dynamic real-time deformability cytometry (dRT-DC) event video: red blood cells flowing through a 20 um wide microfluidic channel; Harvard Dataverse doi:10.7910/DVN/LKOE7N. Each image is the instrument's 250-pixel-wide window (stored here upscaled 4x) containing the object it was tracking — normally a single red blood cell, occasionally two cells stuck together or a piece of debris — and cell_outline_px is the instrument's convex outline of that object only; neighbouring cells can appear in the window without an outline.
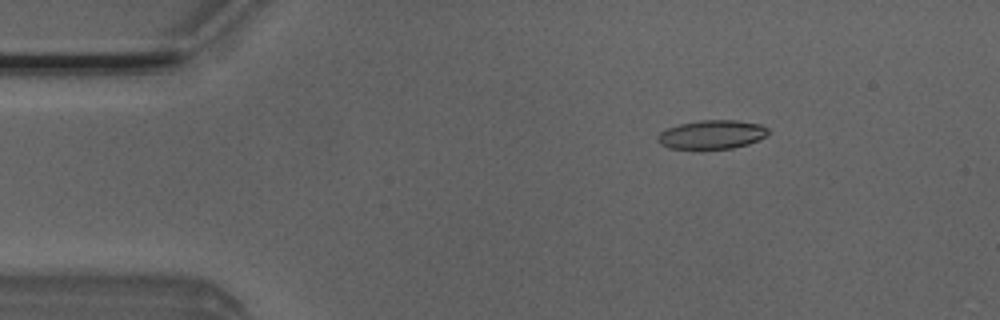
{"species": "Egyptian fruit bat (a non-hibernating species)", "species_latin": "Rousettus aegyptiacus", "temperature_condition": "room temperature", "stored_images_in_passage": 42, "camera_frame_rate_fps": 3000, "um_per_image_px": 0.085, "animal": {"sex": "male"}, "frame": {"image": 1, "passage_image": 1, "time_ms": 0.0, "image_size_px": [1000, 320], "cell_outline_px": [[768, 136], [748, 144], [732, 148], [668, 148], [660, 144], [656, 140], [656, 136], [660, 132], [668, 128], [680, 124], [700, 120], [736, 120], [760, 124], [768, 128]], "centroid_in_image_um": [60.51, 11.43], "position_along_channel_um": 24.5, "area_um2": 18.5}}
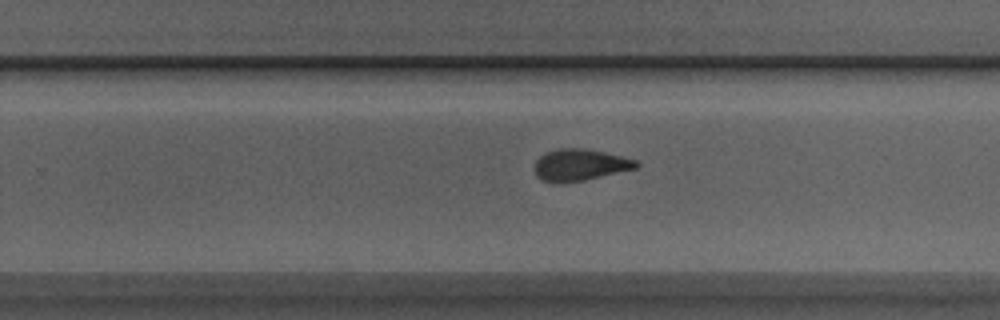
{"frame": {"image": 2, "passage_image": 25, "time_ms": 8.0, "image_size_px": [1000, 320], "cell_outline_px": [[640, 164], [636, 168], [584, 180], [560, 184], [540, 180], [536, 176], [532, 168], [536, 160], [544, 152], [556, 148], [584, 148], [604, 152], [636, 160]], "centroid_in_image_um": [49.2, 14.02], "position_along_channel_um": 280.6, "area_um2": 19.02}}
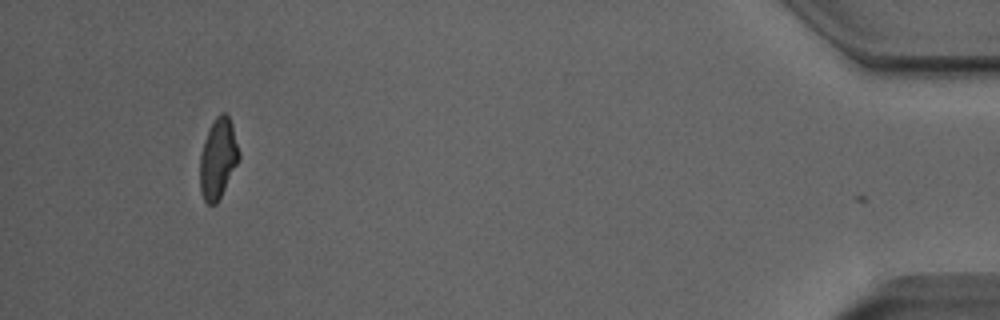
{"frame": {"image": 3, "passage_image": 41, "time_ms": 13.333, "image_size_px": [1000, 320], "cell_outline_px": [[240, 160], [216, 204], [208, 204], [204, 200], [200, 192], [200, 156], [204, 140], [216, 116], [220, 112], [228, 112], [232, 124], [240, 152]], "centroid_in_image_um": [18.55, 13.45], "position_along_channel_um": 416.7, "area_um2": 18.32}, "authors_computed_cell_mechanics": {"area_um2": 19.0162, "velocity_mm_per_s": 3.9975, "shape_relaxation_time_tau1_ms": 7.7599, "shape_relaxation_time_tau2_ms": 2.5508, "deformation_change_tau1": 0.186, "deformation_change_tau2": 0.0935}}